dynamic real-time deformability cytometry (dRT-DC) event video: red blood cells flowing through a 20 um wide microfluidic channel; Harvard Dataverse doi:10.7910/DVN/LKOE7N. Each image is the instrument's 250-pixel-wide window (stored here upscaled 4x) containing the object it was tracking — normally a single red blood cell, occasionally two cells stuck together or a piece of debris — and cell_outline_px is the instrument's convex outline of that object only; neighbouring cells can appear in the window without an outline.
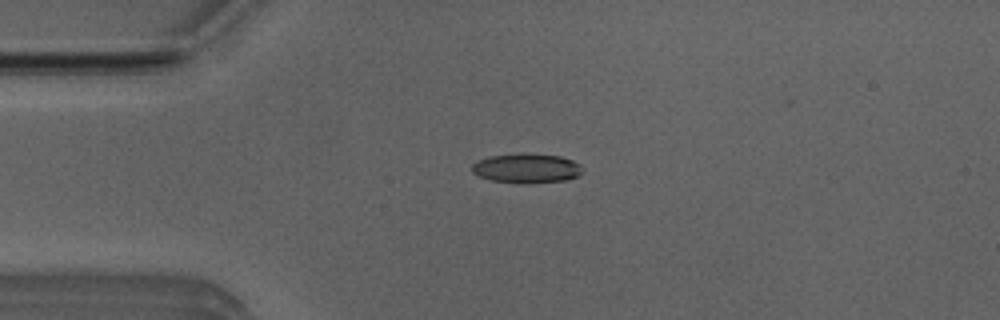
{"species": "Egyptian fruit bat (a non-hibernating species)", "species_latin": "Rousettus aegyptiacus", "temperature_condition": "room temperature", "stored_images_in_passage": 6, "camera_frame_rate_fps": 3000, "um_per_image_px": 0.085, "animal": {"sex": "male"}, "frame": {"image": 1, "passage_image": 2, "time_ms": 0.333, "image_size_px": [1000, 320], "cell_outline_px": [[580, 172], [576, 176], [564, 180], [528, 184], [524, 184], [492, 180], [480, 176], [472, 172], [472, 164], [480, 160], [492, 156], [560, 156], [572, 160], [580, 164]], "centroid_in_image_um": [44.75, 14.36], "position_along_channel_um": 40.2, "area_um2": 17.92}}
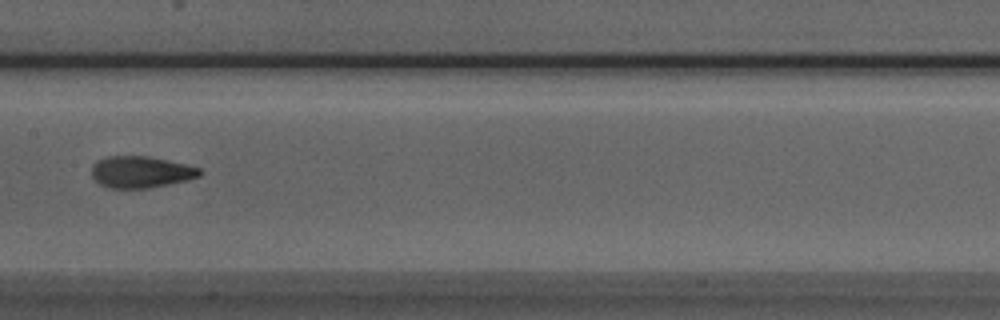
{"frame": {"image": 2, "passage_image": 6, "time_ms": 1.667, "image_size_px": [1000, 320], "cell_outline_px": [[204, 172], [200, 176], [188, 180], [148, 188], [108, 188], [100, 184], [92, 176], [92, 168], [100, 160], [108, 156], [148, 156], [188, 164], [200, 168]], "centroid_in_image_um": [12.04, 14.62], "position_along_channel_um": 195.4, "area_um2": 19.88}}